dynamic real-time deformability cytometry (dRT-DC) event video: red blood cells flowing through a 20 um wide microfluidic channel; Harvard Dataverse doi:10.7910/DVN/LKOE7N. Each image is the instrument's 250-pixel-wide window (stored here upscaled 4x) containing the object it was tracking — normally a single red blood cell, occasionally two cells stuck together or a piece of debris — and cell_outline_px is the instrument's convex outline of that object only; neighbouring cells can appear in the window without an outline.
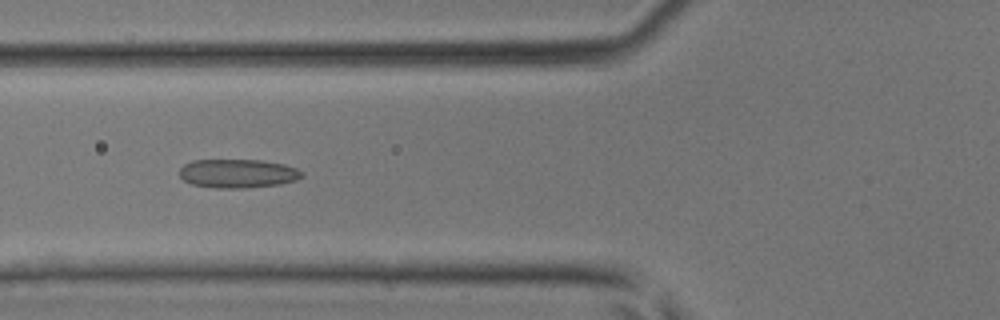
{"species": "common noctule bat (a hibernating species)", "species_latin": "Nyctalus noctula", "temperature_condition": "room temperature", "stored_images_in_passage": 45, "camera_frame_rate_fps": 3000, "um_per_image_px": 0.085, "animal": {"sex": "male", "body_mass_g": 17.9, "forearm_length_mm": 54.2}, "frame": {"image": 1, "passage_image": 18, "time_ms": 5.667, "image_size_px": [1000, 320], "cell_outline_px": [[304, 176], [296, 180], [280, 184], [244, 188], [216, 188], [192, 184], [184, 180], [180, 176], [180, 168], [184, 164], [192, 160], [260, 160], [284, 164], [296, 168], [304, 172]], "centroid_in_image_um": [20.23, 14.74], "position_along_channel_um": 105.6, "area_um2": 20.58}}
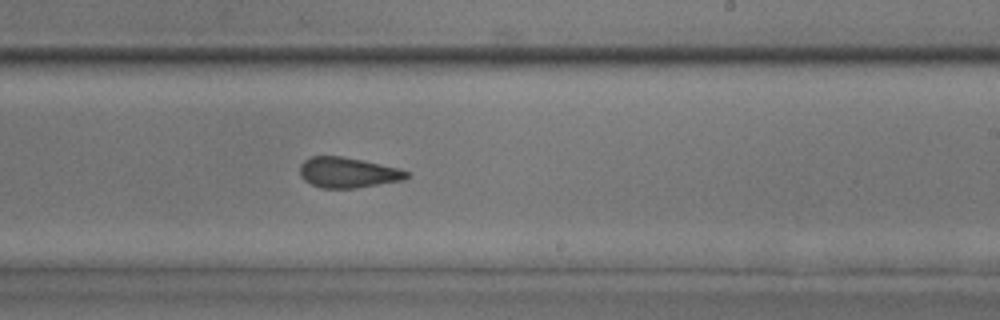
{"frame": {"image": 2, "passage_image": 28, "time_ms": 9.0, "image_size_px": [1000, 320], "cell_outline_px": [[408, 176], [404, 180], [356, 188], [320, 188], [304, 180], [300, 176], [300, 164], [304, 160], [312, 156], [340, 156], [400, 168], [408, 172]], "centroid_in_image_um": [29.55, 14.67], "position_along_channel_um": 259.5, "area_um2": 18.84}}
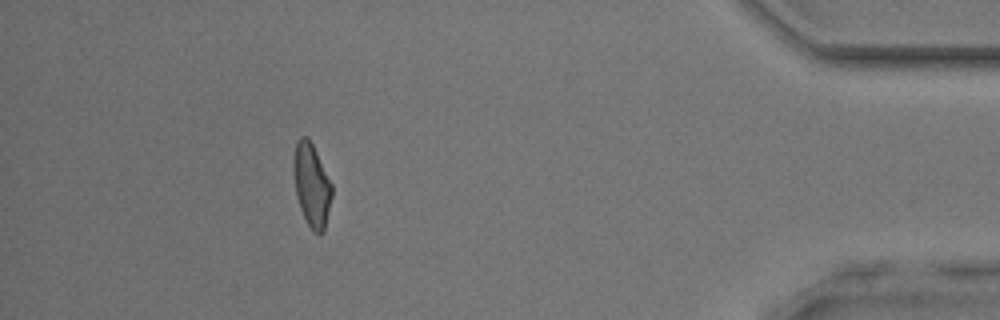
{"frame": {"image": 3, "passage_image": 41, "time_ms": 13.333, "image_size_px": [1000, 320], "cell_outline_px": [[332, 196], [324, 232], [320, 236], [308, 224], [300, 208], [296, 196], [292, 172], [292, 160], [296, 140], [300, 136], [308, 136], [332, 184]], "centroid_in_image_um": [26.46, 15.7], "position_along_channel_um": 408.7, "area_um2": 18.79}}